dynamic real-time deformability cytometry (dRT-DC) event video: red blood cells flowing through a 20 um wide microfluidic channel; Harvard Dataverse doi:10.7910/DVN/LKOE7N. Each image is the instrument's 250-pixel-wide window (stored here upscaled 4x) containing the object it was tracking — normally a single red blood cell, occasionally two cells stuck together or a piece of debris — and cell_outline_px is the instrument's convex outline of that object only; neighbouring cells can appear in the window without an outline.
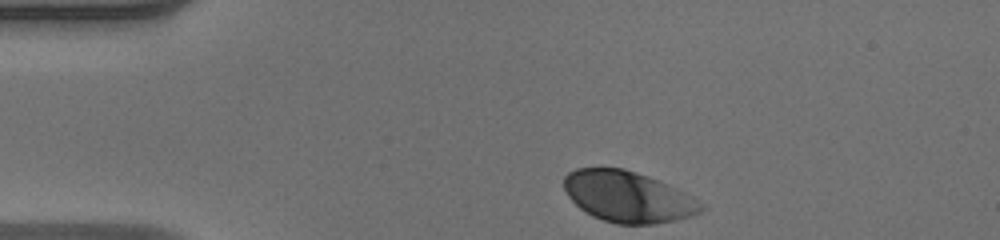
{"species": "human", "species_latin": "Homo sapiens", "temperature_condition": "warm", "stored_images_in_passage": 33, "camera_frame_rate_fps": 3000, "um_per_image_px": 0.085, "donor": {"sex": "male"}, "frame": {"image": 1, "passage_image": 1, "time_ms": 0.0, "image_size_px": [1000, 240], "cell_outline_px": [[704, 208], [700, 212], [692, 216], [652, 224], [616, 224], [592, 216], [584, 212], [568, 196], [564, 188], [564, 176], [568, 172], [576, 168], [624, 168], [648, 176], [692, 196], [704, 204]], "centroid_in_image_um": [53.35, 16.72], "position_along_channel_um": 31.7, "area_um2": 40.52}}
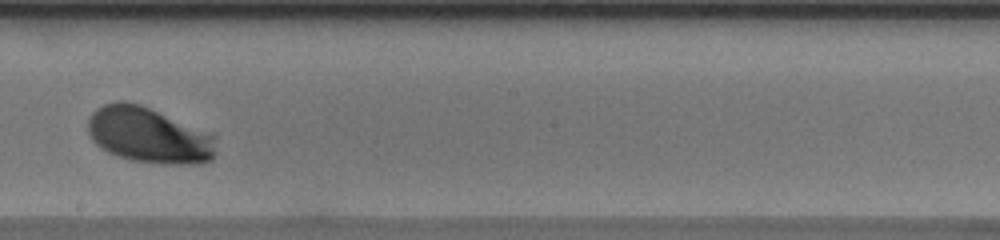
{"frame": {"image": 2, "passage_image": 20, "time_ms": 6.333, "image_size_px": [1000, 240], "cell_outline_px": [[216, 152], [212, 160], [196, 164], [164, 164], [132, 160], [108, 152], [100, 148], [92, 140], [88, 132], [88, 116], [96, 108], [104, 104], [116, 100], [124, 100], [140, 104], [216, 132]], "centroid_in_image_um": [12.71, 11.47], "position_along_channel_um": 235.5, "area_um2": 42.77}}
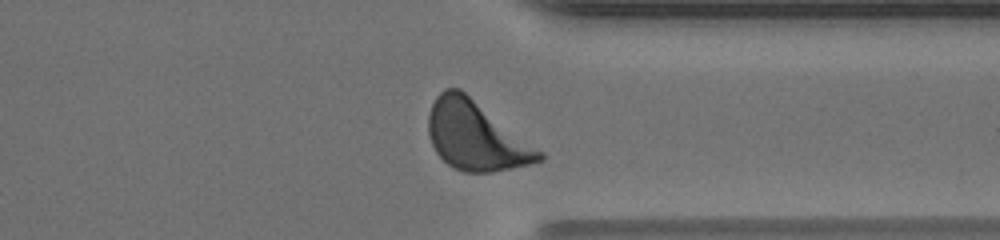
{"frame": {"image": 3, "passage_image": 30, "time_ms": 9.667, "image_size_px": [1000, 240], "cell_outline_px": [[544, 160], [512, 168], [492, 172], [464, 172], [452, 168], [436, 152], [432, 144], [428, 132], [428, 116], [432, 104], [436, 96], [444, 88], [460, 88], [544, 152]], "centroid_in_image_um": [40.45, 11.55], "position_along_channel_um": 370.9, "area_um2": 44.39}, "authors_computed_cell_mechanics": {"area_um2": 40.3444, "velocity_mm_per_s": 4.1049, "shape_relaxation_time_tau1_ms": 0.8305, "shape_relaxation_time_tau2_ms": 6.1274, "deformation_change_tau1": 0.0943, "deformation_change_tau2": 0.2057}}